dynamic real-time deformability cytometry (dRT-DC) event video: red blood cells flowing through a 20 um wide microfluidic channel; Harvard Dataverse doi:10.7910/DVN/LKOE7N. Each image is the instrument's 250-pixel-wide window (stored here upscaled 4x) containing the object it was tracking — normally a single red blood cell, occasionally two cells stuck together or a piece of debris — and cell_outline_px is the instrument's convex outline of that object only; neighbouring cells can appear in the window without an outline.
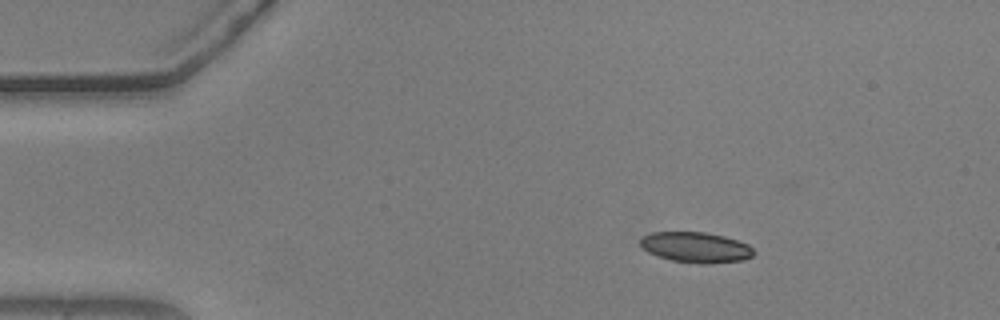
{"species": "common noctule bat (a hibernating species)", "species_latin": "Nyctalus noctula", "temperature_condition": "warm", "stored_images_in_passage": 47, "camera_frame_rate_fps": 3000, "um_per_image_px": 0.085, "animal": {"sex": "male", "body_mass_g": 20.5, "forearm_length_mm": 52.5}, "frame": {"image": 1, "passage_image": 1, "time_ms": 0.0, "image_size_px": [1000, 320], "cell_outline_px": [[752, 256], [744, 260], [708, 264], [700, 264], [672, 260], [648, 252], [640, 244], [640, 236], [652, 232], [704, 232], [724, 236], [748, 244], [752, 248]], "centroid_in_image_um": [59.13, 21.02], "position_along_channel_um": 25.9, "area_um2": 20.06}}
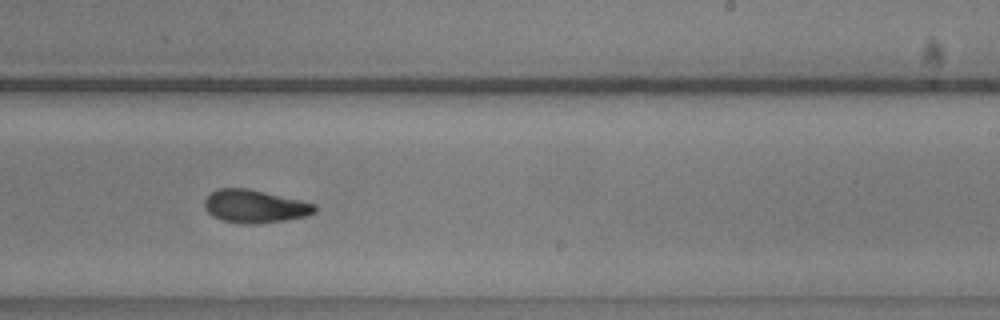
{"frame": {"image": 2, "passage_image": 26, "time_ms": 8.333, "image_size_px": [1000, 320], "cell_outline_px": [[316, 212], [308, 216], [284, 220], [256, 224], [244, 224], [224, 220], [212, 216], [208, 212], [204, 204], [204, 200], [216, 188], [248, 188], [300, 200], [316, 204]], "centroid_in_image_um": [21.67, 17.53], "position_along_channel_um": 267.3, "area_um2": 21.15}}
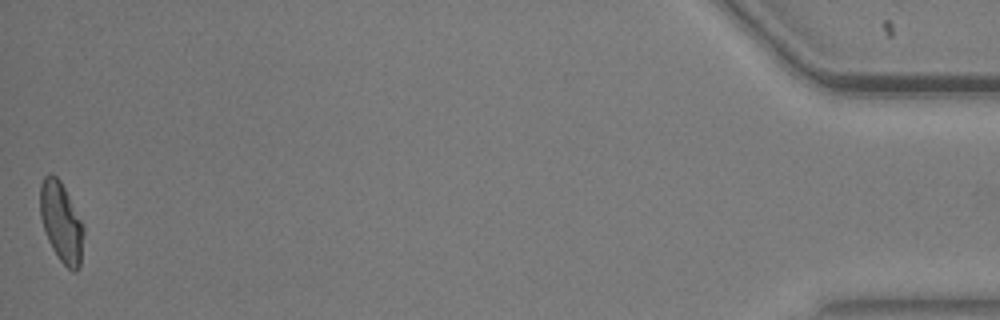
{"frame": {"image": 3, "passage_image": 47, "time_ms": 15.333, "image_size_px": [1000, 320], "cell_outline_px": [[84, 232], [80, 264], [76, 272], [72, 272], [60, 260], [52, 248], [48, 240], [40, 216], [40, 184], [44, 176], [48, 172], [52, 172], [60, 180], [84, 228]], "centroid_in_image_um": [5.19, 18.87], "position_along_channel_um": 430.0, "area_um2": 20.0}, "authors_computed_cell_mechanics": {"area_um2": 21.0392, "velocity_mm_per_s": 3.6877, "shape_relaxation_time_tau1_ms": 4.9101, "shape_relaxation_time_tau2_ms": 3.0994, "deformation_change_tau1": 0.156, "deformation_change_tau2": 0.0969}}